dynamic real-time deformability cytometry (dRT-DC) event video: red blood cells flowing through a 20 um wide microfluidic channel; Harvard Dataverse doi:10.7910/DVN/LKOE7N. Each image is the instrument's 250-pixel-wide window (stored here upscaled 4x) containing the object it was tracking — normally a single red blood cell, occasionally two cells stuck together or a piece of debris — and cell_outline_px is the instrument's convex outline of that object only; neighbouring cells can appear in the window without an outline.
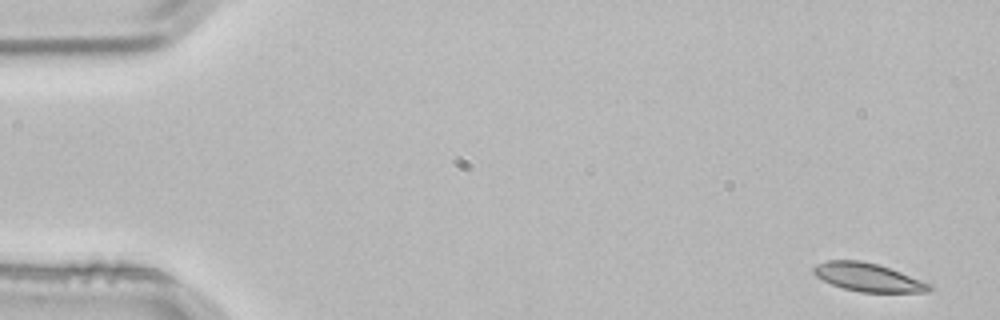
{"species": "common noctule bat (a hibernating species)", "species_latin": "Nyctalus noctula", "temperature_condition": "room temperature", "stored_images_in_passage": 4, "segment_of_instrument_passage": [2, 2], "camera_frame_rate_fps": 3000, "um_per_image_px": 0.085, "animal": {"sex": "male", "body_mass_g": 21.5, "forearm_length_mm": 52.0}, "frame": {"image": 1, "passage_image": 4, "time_ms": 1.0, "image_size_px": [1000, 320], "cell_outline_px": [[932, 288], [928, 292], [860, 292], [844, 288], [832, 284], [816, 276], [812, 272], [812, 268], [816, 264], [828, 260], [860, 260], [880, 264], [932, 284]], "centroid_in_image_um": [73.79, 23.56], "position_along_channel_um": 11.2, "area_um2": 19.13}}